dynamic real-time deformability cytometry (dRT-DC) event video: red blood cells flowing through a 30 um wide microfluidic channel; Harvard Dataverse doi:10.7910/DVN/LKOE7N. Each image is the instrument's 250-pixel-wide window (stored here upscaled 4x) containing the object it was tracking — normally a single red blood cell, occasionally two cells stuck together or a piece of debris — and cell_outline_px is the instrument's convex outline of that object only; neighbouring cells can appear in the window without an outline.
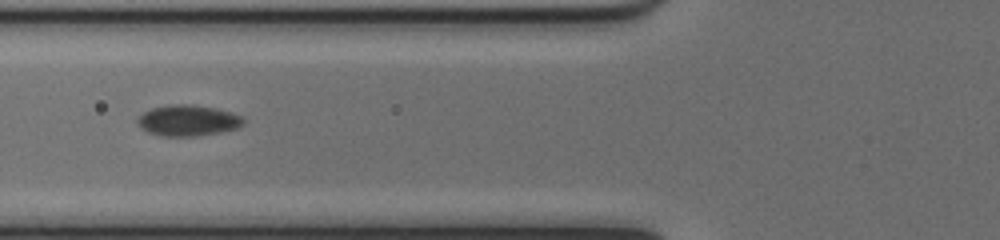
{"species": "common noctule bat (a hibernating species)", "species_latin": "Nyctalus noctula", "temperature_condition": "cold", "stored_images_in_passage": 41, "camera_frame_rate_fps": 3000, "um_per_image_px": 0.085, "animal": {"sex": "female", "body_mass_g": 17.0, "forearm_length_mm": 48.0}, "frame": {"image": 1, "passage_image": 9, "time_ms": 2.667, "image_size_px": [1000, 240], "cell_outline_px": [[244, 124], [236, 128], [220, 132], [196, 136], [160, 136], [148, 132], [140, 128], [136, 124], [136, 120], [144, 112], [152, 108], [172, 104], [192, 104], [216, 108], [232, 112], [244, 116]], "centroid_in_image_um": [15.98, 10.24], "position_along_channel_um": 109.8, "area_um2": 19.31}}
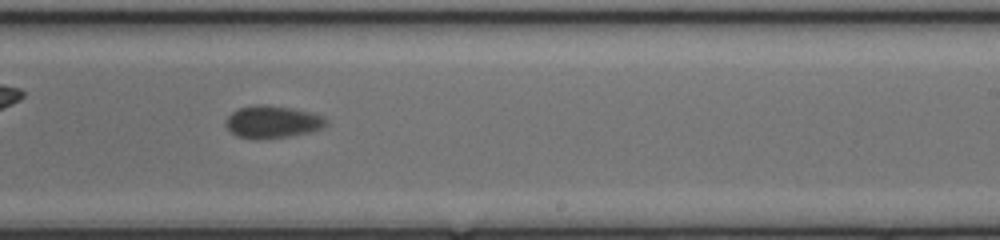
{"frame": {"image": 2, "passage_image": 21, "time_ms": 6.667, "image_size_px": [1000, 240], "cell_outline_px": [[328, 120], [320, 128], [308, 132], [292, 136], [256, 140], [236, 136], [224, 124], [224, 120], [236, 108], [252, 104], [268, 104], [292, 108], [308, 112], [320, 116]], "centroid_in_image_um": [23.06, 10.35], "position_along_channel_um": 265.9, "area_um2": 19.07}}
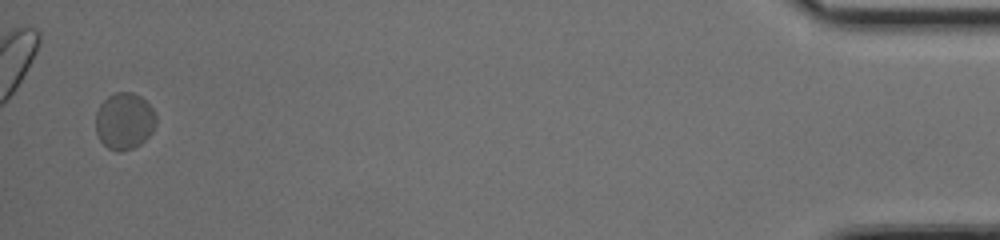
{"frame": {"image": 3, "passage_image": 40, "time_ms": 13.0, "image_size_px": [1000, 240], "cell_outline_px": [[156, 124], [152, 132], [140, 144], [132, 148], [120, 152], [108, 148], [100, 140], [96, 132], [96, 112], [100, 104], [108, 96], [116, 92], [132, 92], [140, 96], [152, 108], [156, 116]], "centroid_in_image_um": [10.57, 10.29], "position_along_channel_um": 424.6, "area_um2": 19.88}, "authors_computed_cell_mechanics": {"area_um2": 19.0162, "velocity_mm_per_s": 3.9165, "shape_relaxation_time_tau1_ms": 1.6612, "shape_relaxation_time_tau2_ms": null, "deformation_change_tau1": 0.027, "deformation_change_tau2": null}}